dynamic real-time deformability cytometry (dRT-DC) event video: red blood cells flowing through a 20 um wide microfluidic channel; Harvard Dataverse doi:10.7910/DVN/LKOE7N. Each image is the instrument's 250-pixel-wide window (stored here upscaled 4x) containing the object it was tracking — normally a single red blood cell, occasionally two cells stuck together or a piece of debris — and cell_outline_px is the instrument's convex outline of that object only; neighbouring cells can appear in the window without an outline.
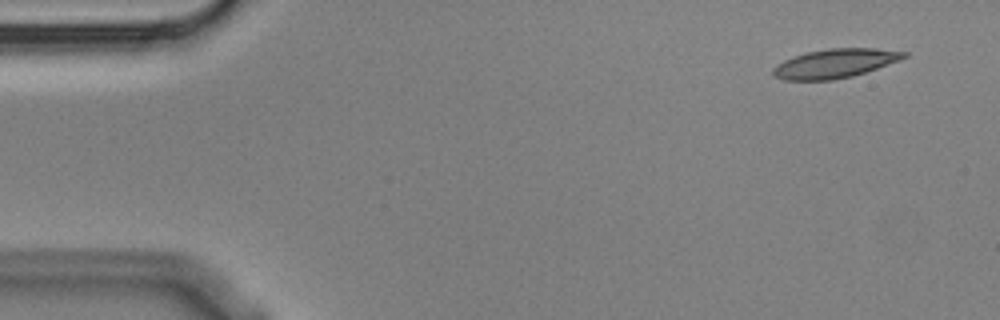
{"species": "Egyptian fruit bat (a non-hibernating species)", "species_latin": "Rousettus aegyptiacus", "temperature_condition": "cold", "stored_images_in_passage": 7, "camera_frame_rate_fps": 3000, "um_per_image_px": 0.085, "animal": {"sex": "male"}, "frame": {"image": 1, "passage_image": 1, "time_ms": 0.0, "image_size_px": [1000, 320], "cell_outline_px": [[908, 56], [900, 60], [852, 76], [832, 80], [784, 80], [772, 76], [772, 68], [776, 64], [792, 56], [808, 52], [828, 48], [876, 48], [908, 52]], "centroid_in_image_um": [70.93, 5.39], "position_along_channel_um": 14.1, "area_um2": 22.2}}
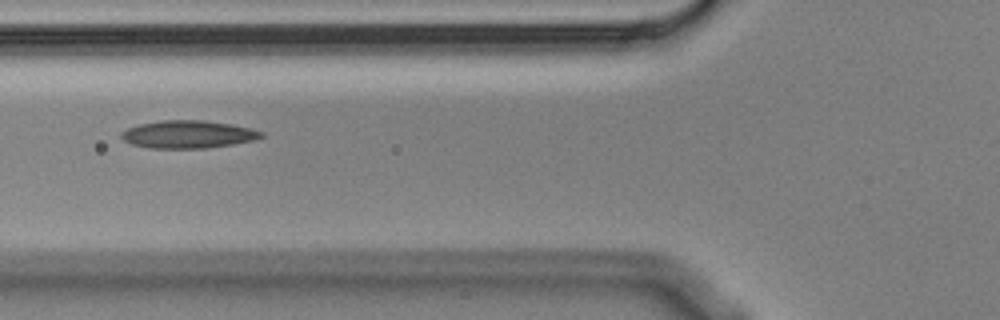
{"frame": {"image": 2, "passage_image": 6, "time_ms": 1.667, "image_size_px": [1000, 320], "cell_outline_px": [[264, 136], [256, 140], [232, 144], [204, 148], [148, 148], [132, 144], [124, 140], [120, 136], [120, 132], [128, 128], [140, 124], [160, 120], [204, 120], [232, 124], [252, 128], [264, 132]], "centroid_in_image_um": [16.01, 11.41], "position_along_channel_um": 109.8, "area_um2": 22.72}}
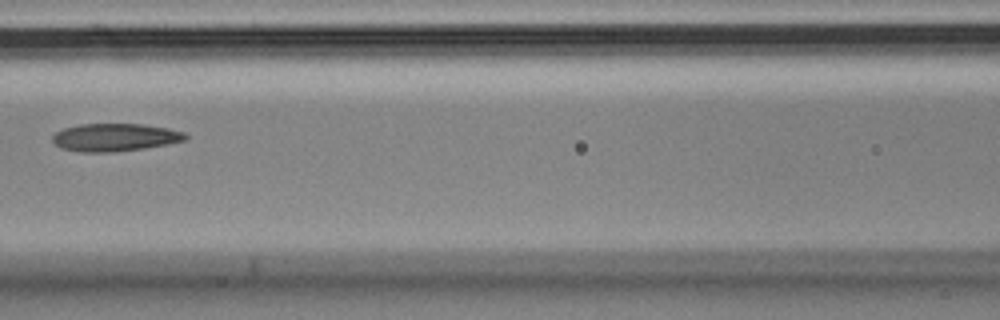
{"frame": {"image": 3, "passage_image": 7, "time_ms": 2.0, "image_size_px": [1000, 320], "cell_outline_px": [[188, 140], [168, 144], [144, 148], [116, 152], [80, 152], [60, 148], [52, 140], [52, 136], [56, 132], [64, 128], [80, 124], [144, 124], [168, 128], [184, 132], [188, 136]], "centroid_in_image_um": [9.79, 11.68], "position_along_channel_um": 156.8, "area_um2": 21.68}}